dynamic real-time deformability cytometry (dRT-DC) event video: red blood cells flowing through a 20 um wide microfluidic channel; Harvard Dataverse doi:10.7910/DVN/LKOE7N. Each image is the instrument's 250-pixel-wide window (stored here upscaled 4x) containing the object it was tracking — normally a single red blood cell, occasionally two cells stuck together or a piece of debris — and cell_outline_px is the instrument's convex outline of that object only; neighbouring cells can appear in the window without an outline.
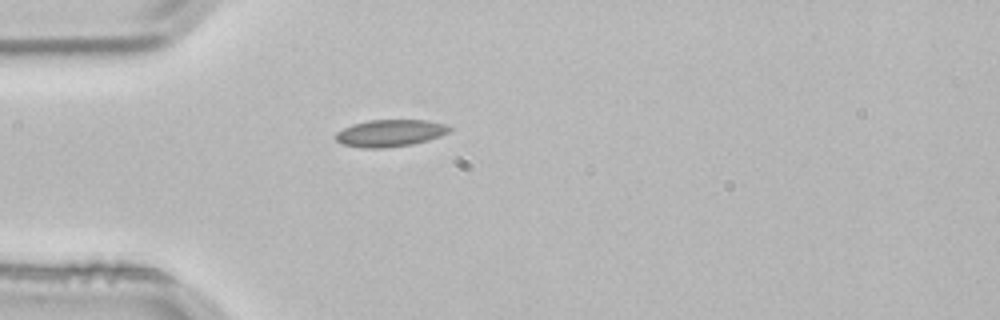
{"species": "common noctule bat (a hibernating species)", "species_latin": "Nyctalus noctula", "temperature_condition": "room temperature", "stored_images_in_passage": 1, "camera_frame_rate_fps": 3000, "um_per_image_px": 0.085, "animal": {"sex": "male", "body_mass_g": 21.5, "forearm_length_mm": 52.0}, "frame": {"image": 1, "passage_image": 1, "time_ms": 0.0, "image_size_px": [1000, 320], "cell_outline_px": [[452, 128], [448, 132], [428, 140], [412, 144], [384, 148], [360, 148], [344, 144], [336, 140], [336, 132], [352, 124], [368, 120], [428, 120], [444, 124]], "centroid_in_image_um": [33.14, 11.31], "position_along_channel_um": 51.9, "area_um2": 17.8}}